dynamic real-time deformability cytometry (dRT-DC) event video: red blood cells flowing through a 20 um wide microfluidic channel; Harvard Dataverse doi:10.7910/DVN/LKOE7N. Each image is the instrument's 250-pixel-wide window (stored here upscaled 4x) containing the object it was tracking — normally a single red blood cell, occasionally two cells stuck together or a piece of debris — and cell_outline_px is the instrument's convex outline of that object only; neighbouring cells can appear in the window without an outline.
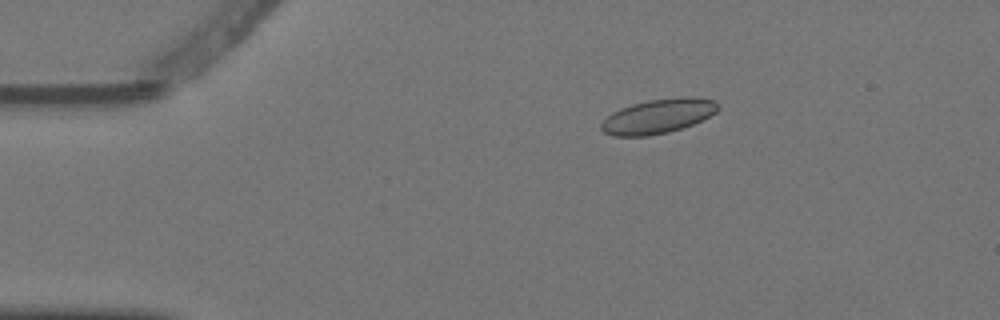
{"species": "Egyptian fruit bat (a non-hibernating species)", "species_latin": "Rousettus aegyptiacus", "temperature_condition": "warm", "stored_images_in_passage": 6, "camera_frame_rate_fps": 3000, "um_per_image_px": 0.085, "animal": {"sex": "female"}, "frame": {"image": 1, "passage_image": 3, "time_ms": 0.667, "image_size_px": [1000, 320], "cell_outline_px": [[720, 108], [716, 112], [692, 124], [668, 132], [648, 136], [612, 136], [604, 132], [600, 128], [600, 124], [612, 112], [620, 108], [632, 104], [648, 100], [680, 96], [692, 96], [716, 100], [720, 104]], "centroid_in_image_um": [55.95, 9.86], "position_along_channel_um": 29.1, "area_um2": 23.58}}
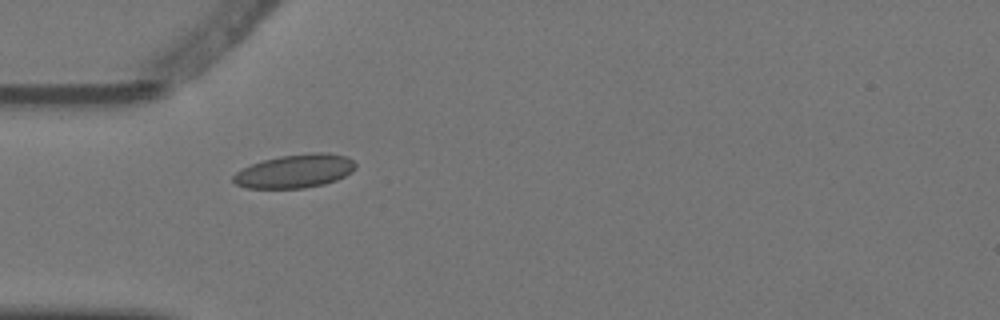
{"frame": {"image": 2, "passage_image": 5, "time_ms": 1.333, "image_size_px": [1000, 320], "cell_outline_px": [[356, 168], [352, 172], [336, 180], [324, 184], [304, 188], [248, 188], [236, 184], [232, 180], [232, 176], [236, 172], [252, 164], [264, 160], [280, 156], [312, 152], [328, 152], [348, 156], [356, 164]], "centroid_in_image_um": [25.1, 14.54], "position_along_channel_um": 59.9, "area_um2": 23.93}}
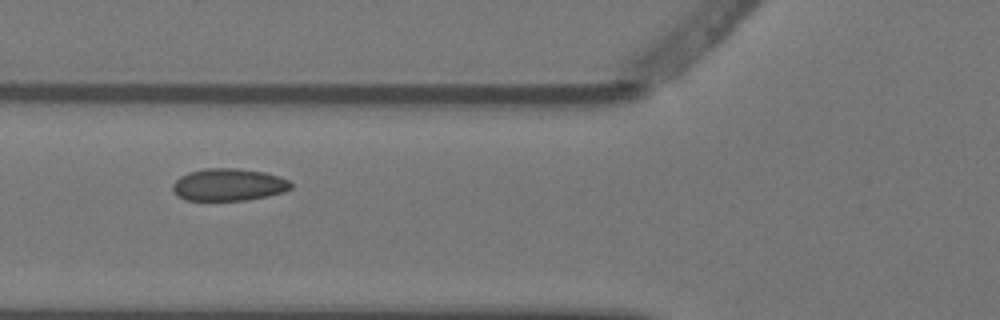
{"frame": {"image": 3, "passage_image": 6, "time_ms": 1.667, "image_size_px": [1000, 320], "cell_outline_px": [[292, 188], [284, 192], [268, 196], [248, 200], [184, 200], [176, 196], [172, 188], [172, 184], [180, 176], [188, 172], [204, 168], [236, 168], [264, 172], [280, 176], [288, 180], [292, 184]], "centroid_in_image_um": [19.42, 15.7], "position_along_channel_um": 106.4, "area_um2": 22.48}}